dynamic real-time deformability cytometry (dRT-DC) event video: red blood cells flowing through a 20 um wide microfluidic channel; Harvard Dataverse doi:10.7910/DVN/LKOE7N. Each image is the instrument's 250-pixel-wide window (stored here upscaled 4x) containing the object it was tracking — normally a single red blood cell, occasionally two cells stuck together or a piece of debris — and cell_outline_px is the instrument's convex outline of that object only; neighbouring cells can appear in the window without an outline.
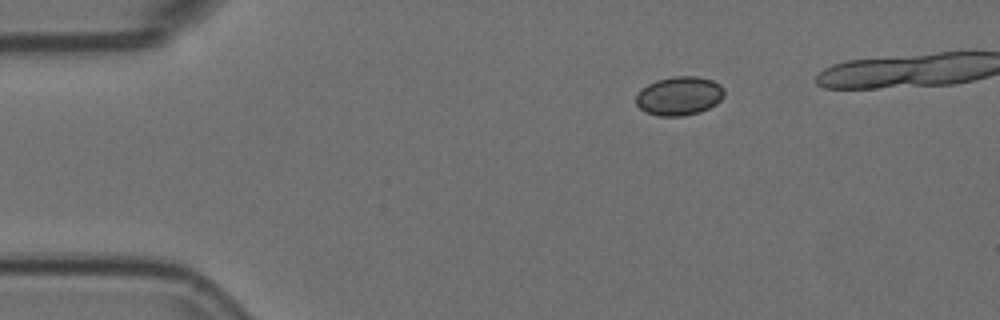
{"species": "Egyptian fruit bat (a non-hibernating species)", "species_latin": "Rousettus aegyptiacus", "temperature_condition": "room temperature", "stored_images_in_passage": 8, "segment_of_instrument_passage": [1, 2], "camera_frame_rate_fps": 3000, "um_per_image_px": 0.085, "animal": {"sex": "female"}, "frame": {"image": 1, "passage_image": 1, "time_ms": 0.0, "image_size_px": [1000, 320], "cell_outline_px": [[724, 96], [716, 104], [700, 112], [684, 116], [660, 116], [644, 112], [636, 104], [636, 96], [648, 84], [656, 80], [672, 76], [696, 76], [712, 80], [720, 84], [724, 88]], "centroid_in_image_um": [57.75, 8.15], "position_along_channel_um": 27.2, "area_um2": 20.0}}
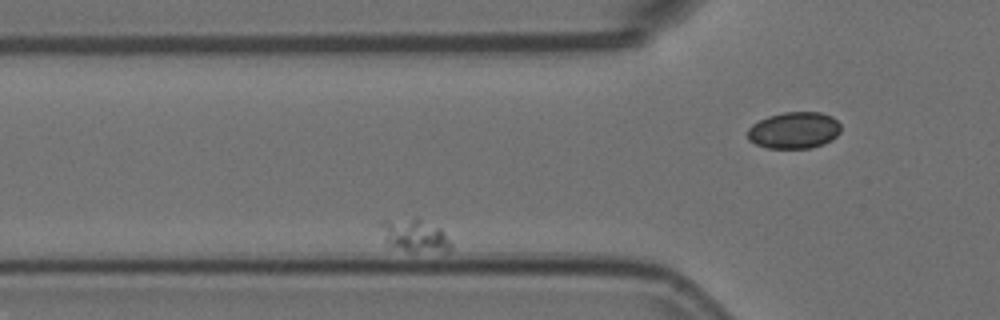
{"frame": {"image": 2, "passage_image": 3, "time_ms": 0.667, "image_size_px": [1000, 320], "cell_outline_px": [[452, 248], [448, 252], [412, 252], [392, 244], [384, 240], [372, 224], [380, 220], [416, 216], [420, 216], [440, 228], [444, 232], [452, 244]], "centroid_in_image_um": [35.17, 19.94], "position_along_channel_um": 90.6, "area_um2": 14.45}}
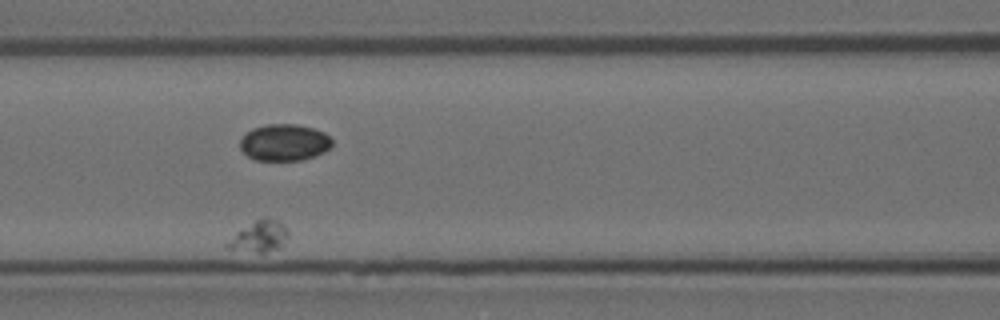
{"frame": {"image": 3, "passage_image": 5, "time_ms": 1.333, "image_size_px": [1000, 320], "cell_outline_px": [[288, 240], [280, 248], [264, 252], [260, 252], [224, 248], [224, 244], [236, 232], [256, 220], [272, 220], [284, 224], [288, 232]], "centroid_in_image_um": [22.04, 20.14], "position_along_channel_um": 144.6, "area_um2": 10.75}}